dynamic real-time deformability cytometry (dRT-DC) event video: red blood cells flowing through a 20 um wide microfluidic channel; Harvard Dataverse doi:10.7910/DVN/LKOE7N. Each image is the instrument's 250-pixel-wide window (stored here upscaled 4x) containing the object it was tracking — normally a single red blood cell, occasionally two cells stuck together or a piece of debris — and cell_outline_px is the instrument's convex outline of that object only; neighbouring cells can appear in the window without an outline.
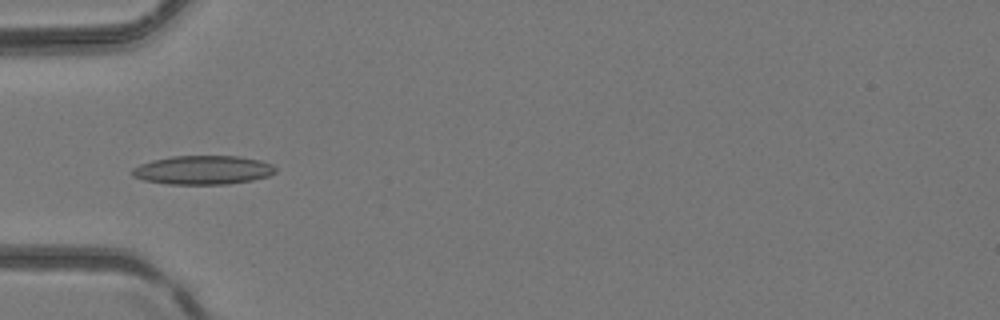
{"species": "common noctule bat (a hibernating species)", "species_latin": "Nyctalus noctula", "temperature_condition": "room temperature", "stored_images_in_passage": 4, "camera_frame_rate_fps": 3000, "um_per_image_px": 0.085, "animal": {"sex": "female", "body_mass_g": 24.6, "forearm_length_mm": 56.2}, "frame": {"image": 1, "passage_image": 4, "time_ms": 1.0, "image_size_px": [1000, 320], "cell_outline_px": [[276, 172], [268, 176], [252, 180], [228, 184], [168, 184], [144, 180], [132, 176], [132, 168], [140, 164], [152, 160], [172, 156], [240, 156], [260, 160], [272, 164], [276, 168]], "centroid_in_image_um": [17.26, 14.45], "position_along_channel_um": 67.7, "area_um2": 24.16}}